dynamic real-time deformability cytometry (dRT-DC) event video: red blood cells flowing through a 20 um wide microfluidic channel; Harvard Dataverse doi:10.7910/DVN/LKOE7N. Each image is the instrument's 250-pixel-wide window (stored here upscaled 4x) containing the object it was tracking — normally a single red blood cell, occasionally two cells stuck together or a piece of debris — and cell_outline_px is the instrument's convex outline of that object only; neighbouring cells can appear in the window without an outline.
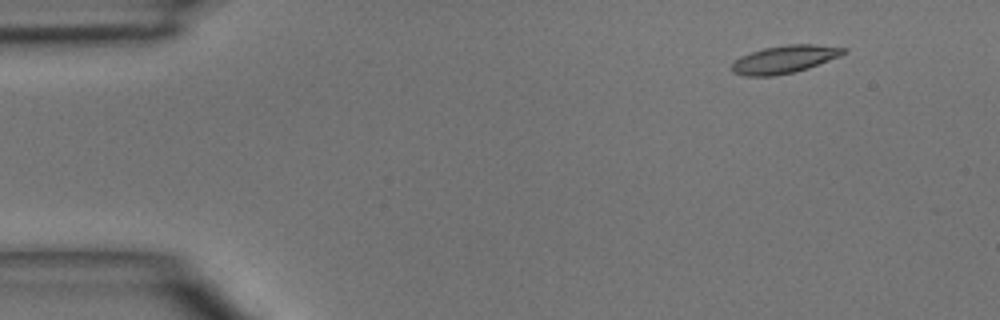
{"species": "common noctule bat (a hibernating species)", "species_latin": "Nyctalus noctula", "temperature_condition": "room temperature", "stored_images_in_passage": 5, "camera_frame_rate_fps": 3000, "um_per_image_px": 0.085, "animal": {"sex": "male", "body_mass_g": 15.6}, "frame": {"image": 1, "passage_image": 2, "time_ms": 1.0, "image_size_px": [1000, 320], "cell_outline_px": [[848, 52], [840, 56], [808, 68], [792, 72], [772, 76], [744, 76], [732, 72], [732, 64], [740, 56], [764, 48], [788, 44], [816, 44], [848, 48]], "centroid_in_image_um": [66.71, 5.03], "position_along_channel_um": 18.3, "area_um2": 18.03}}
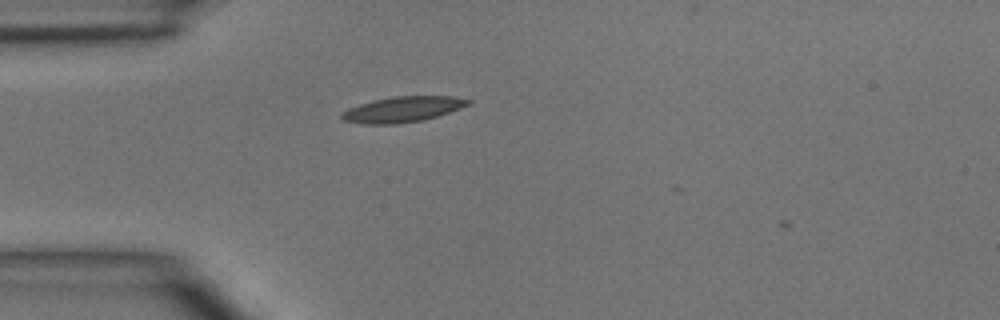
{"frame": {"image": 2, "passage_image": 4, "time_ms": 3.667, "image_size_px": [1000, 320], "cell_outline_px": [[472, 104], [424, 120], [396, 124], [364, 124], [344, 120], [340, 116], [340, 112], [348, 108], [372, 100], [392, 96], [452, 96], [472, 100]], "centroid_in_image_um": [34.21, 9.29], "position_along_channel_um": 50.8, "area_um2": 18.9}}